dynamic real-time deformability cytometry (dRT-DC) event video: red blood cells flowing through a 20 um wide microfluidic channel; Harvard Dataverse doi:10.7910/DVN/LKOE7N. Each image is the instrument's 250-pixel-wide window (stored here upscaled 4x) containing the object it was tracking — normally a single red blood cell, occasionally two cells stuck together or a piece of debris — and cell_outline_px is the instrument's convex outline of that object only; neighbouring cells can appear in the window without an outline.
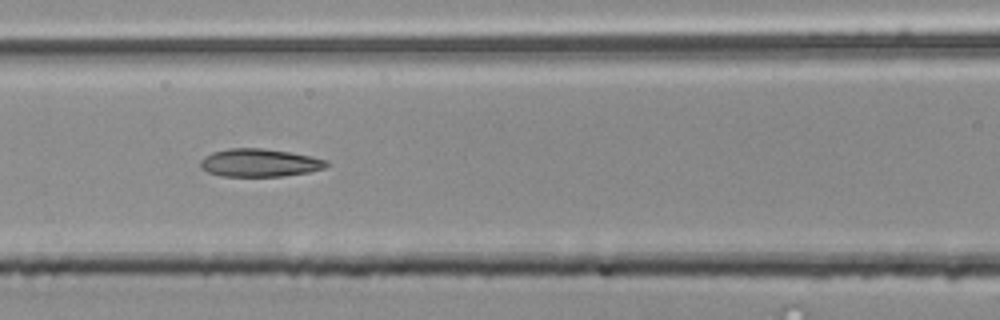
{"species": "common noctule bat (a hibernating species)", "species_latin": "Nyctalus noctula", "temperature_condition": "room temperature", "stored_images_in_passage": 16, "camera_frame_rate_fps": 3000, "um_per_image_px": 0.085, "animal": {"sex": "male", "body_mass_g": 20.4}, "frame": {"image": 1, "passage_image": 10, "time_ms": 3.0, "image_size_px": [1000, 320], "cell_outline_px": [[328, 164], [324, 168], [308, 172], [284, 176], [220, 176], [208, 172], [200, 168], [200, 160], [204, 156], [212, 152], [228, 148], [264, 148], [312, 156], [328, 160]], "centroid_in_image_um": [22.03, 13.83], "position_along_channel_um": 144.6, "area_um2": 20.63}}